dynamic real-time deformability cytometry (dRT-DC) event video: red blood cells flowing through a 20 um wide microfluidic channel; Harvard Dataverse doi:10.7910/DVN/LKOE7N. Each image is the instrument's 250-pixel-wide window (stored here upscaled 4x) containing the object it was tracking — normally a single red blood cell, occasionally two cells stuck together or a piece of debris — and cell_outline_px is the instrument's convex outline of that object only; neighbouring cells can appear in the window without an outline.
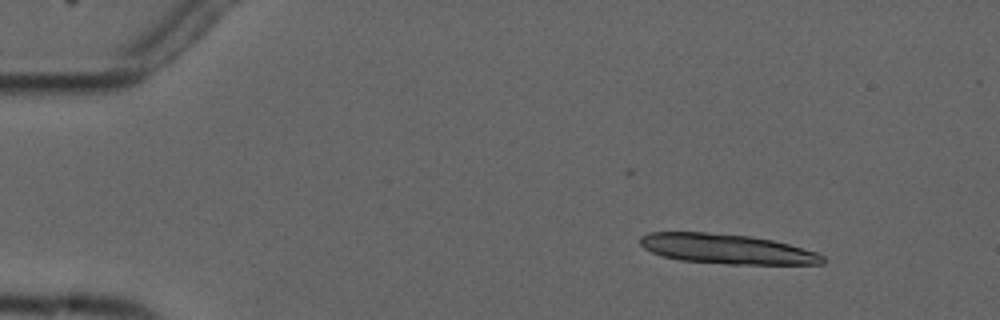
{"species": "common noctule bat (a hibernating species)", "species_latin": "Nyctalus noctula", "temperature_condition": "cold", "stored_images_in_passage": 5, "camera_frame_rate_fps": 3000, "um_per_image_px": 0.085, "animal": {"sex": "male", "forearm_length_mm": 52.5}, "frame": {"image": 1, "passage_image": 2, "time_ms": 1.333, "image_size_px": [1000, 320], "cell_outline_px": [[824, 264], [728, 264], [680, 260], [664, 256], [652, 252], [644, 248], [640, 244], [640, 236], [648, 232], [704, 232], [752, 236], [772, 240], [788, 244], [816, 252], [824, 256]], "centroid_in_image_um": [61.76, 21.16], "position_along_channel_um": 23.2, "area_um2": 31.62}}